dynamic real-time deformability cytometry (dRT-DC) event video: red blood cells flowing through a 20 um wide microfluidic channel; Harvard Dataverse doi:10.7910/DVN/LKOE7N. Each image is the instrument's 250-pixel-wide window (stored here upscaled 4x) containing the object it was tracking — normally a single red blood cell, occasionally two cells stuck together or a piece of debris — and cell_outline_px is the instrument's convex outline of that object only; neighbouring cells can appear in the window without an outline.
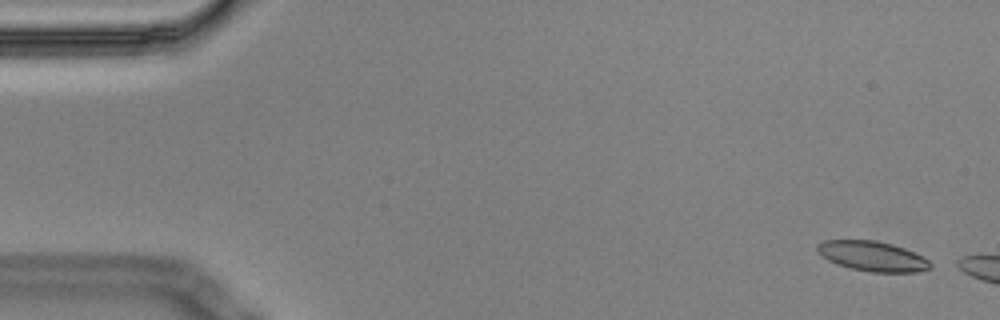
{"species": "Egyptian fruit bat (a non-hibernating species)", "species_latin": "Rousettus aegyptiacus", "temperature_condition": "cold", "stored_images_in_passage": 3, "camera_frame_rate_fps": 3000, "um_per_image_px": 0.085, "animal": {"sex": "male"}, "frame": {"image": 1, "passage_image": 1, "time_ms": 0.0, "image_size_px": [1000, 320], "cell_outline_px": [[932, 268], [916, 272], [872, 272], [852, 268], [836, 264], [828, 260], [816, 248], [816, 244], [824, 240], [876, 240], [892, 244], [904, 248], [928, 260], [932, 264]], "centroid_in_image_um": [74.16, 21.77], "position_along_channel_um": 10.8, "area_um2": 19.54}}